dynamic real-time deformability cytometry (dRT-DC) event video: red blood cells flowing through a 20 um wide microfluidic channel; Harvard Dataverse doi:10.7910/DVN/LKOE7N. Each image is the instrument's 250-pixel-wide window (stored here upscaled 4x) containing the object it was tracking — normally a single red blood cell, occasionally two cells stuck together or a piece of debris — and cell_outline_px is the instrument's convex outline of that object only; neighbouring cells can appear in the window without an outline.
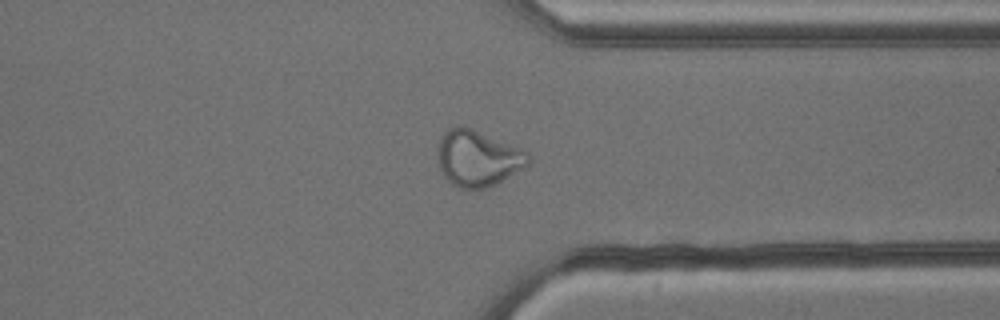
{"species": "common noctule bat (a hibernating species)", "species_latin": "Nyctalus noctula", "temperature_condition": "cold", "stored_images_in_passage": 43, "camera_frame_rate_fps": 3000, "um_per_image_px": 0.085, "animal": {"sex": "male", "body_mass_g": 13.3}, "frame": {"image": 1, "passage_image": 31, "time_ms": 10.0, "image_size_px": [1000, 320], "cell_outline_px": [[532, 160], [528, 164], [500, 180], [484, 188], [460, 188], [452, 184], [440, 172], [440, 136], [448, 128], [456, 124], [460, 124], [520, 148], [528, 152], [532, 156]], "centroid_in_image_um": [40.6, 13.42], "position_along_channel_um": 370.8, "area_um2": 28.96}, "authors_computed_cell_mechanics": {"area_um2": 28.9578, "velocity_mm_per_s": 3.7932, "shape_relaxation_time_tau1_ms": null, "shape_relaxation_time_tau2_ms": 0.9167, "deformation_change_tau1": null, "deformation_change_tau2": 0.0795}}